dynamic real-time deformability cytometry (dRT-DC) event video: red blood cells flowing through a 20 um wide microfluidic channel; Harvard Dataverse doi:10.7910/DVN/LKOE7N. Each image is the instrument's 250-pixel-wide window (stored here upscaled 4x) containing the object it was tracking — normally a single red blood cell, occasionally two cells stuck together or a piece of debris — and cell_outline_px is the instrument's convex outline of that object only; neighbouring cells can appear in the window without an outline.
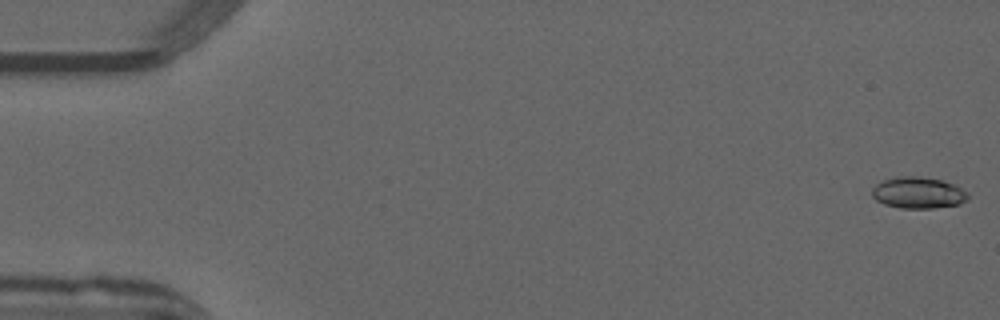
{"species": "common noctule bat (a hibernating species)", "species_latin": "Nyctalus noctula", "temperature_condition": "warm", "stored_images_in_passage": 49, "camera_frame_rate_fps": 3000, "um_per_image_px": 0.085, "animal": {"sex": "male", "forearm_length_mm": 52.5}, "frame": {"image": 1, "passage_image": 1, "time_ms": 0.0, "image_size_px": [1000, 320], "cell_outline_px": [[968, 200], [960, 204], [932, 208], [900, 208], [884, 204], [876, 200], [872, 196], [872, 188], [876, 184], [884, 180], [896, 176], [920, 176], [940, 180], [952, 184], [968, 192]], "centroid_in_image_um": [78.03, 16.38], "position_along_channel_um": 7.0, "area_um2": 17.57}}
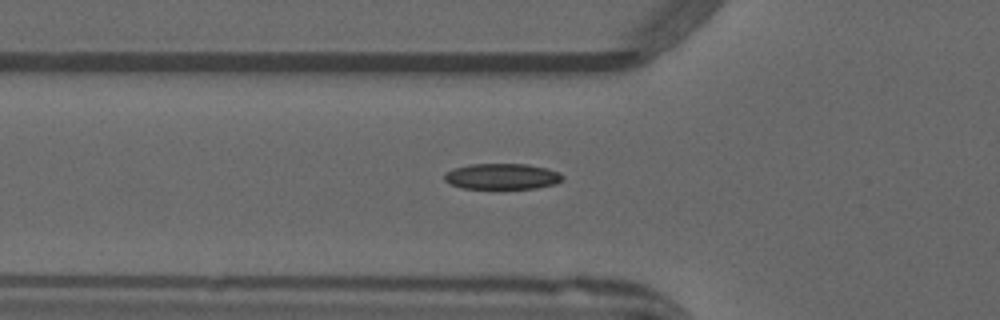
{"frame": {"image": 2, "passage_image": 18, "time_ms": 5.667, "image_size_px": [1000, 320], "cell_outline_px": [[564, 180], [556, 184], [536, 188], [460, 188], [444, 180], [444, 172], [452, 168], [472, 164], [528, 164], [548, 168], [560, 172], [564, 176]], "centroid_in_image_um": [42.7, 14.99], "position_along_channel_um": 83.1, "area_um2": 17.98}}
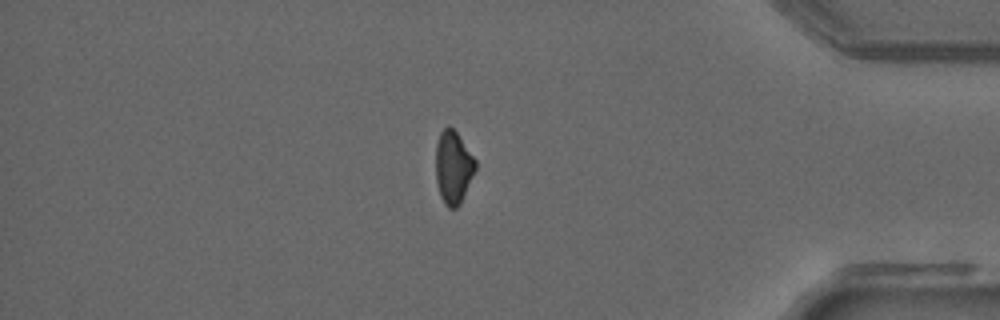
{"frame": {"image": 3, "passage_image": 44, "time_ms": 14.333, "image_size_px": [1000, 320], "cell_outline_px": [[476, 168], [460, 204], [456, 208], [448, 208], [444, 204], [440, 196], [436, 180], [436, 144], [440, 132], [448, 124], [456, 132], [476, 160]], "centroid_in_image_um": [38.51, 14.22], "position_along_channel_um": 396.7, "area_um2": 16.76}, "authors_computed_cell_mechanics": {"area_um2": 17.4556, "velocity_mm_per_s": 3.9848, "shape_relaxation_time_tau1_ms": 7.6236, "shape_relaxation_time_tau2_ms": 4.7448, "deformation_change_tau1": 0.1989, "deformation_change_tau2": 0.1002}}